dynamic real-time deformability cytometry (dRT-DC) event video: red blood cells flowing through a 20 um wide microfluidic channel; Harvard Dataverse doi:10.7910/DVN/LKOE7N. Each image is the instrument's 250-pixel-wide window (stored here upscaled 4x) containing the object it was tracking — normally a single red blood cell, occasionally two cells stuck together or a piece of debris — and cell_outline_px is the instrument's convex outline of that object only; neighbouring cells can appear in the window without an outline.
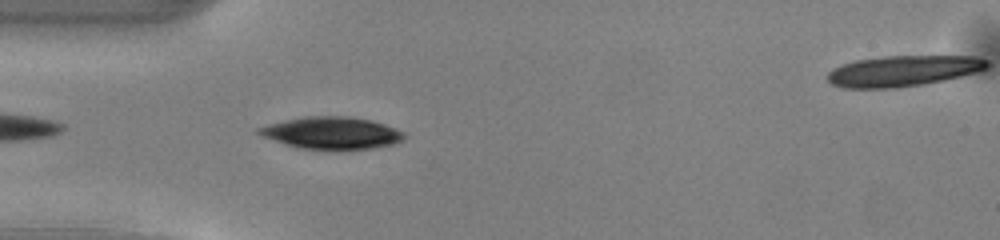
{"species": "common noctule bat (a hibernating species)", "species_latin": "Nyctalus noctula", "temperature_condition": "warm", "stored_images_in_passage": 38, "camera_frame_rate_fps": 3000, "um_per_image_px": 0.085, "animal": {"sex": "male", "body_mass_g": 13.0, "forearm_length_mm": 53.1}, "frame": {"image": 1, "passage_image": 3, "time_ms": 0.667, "image_size_px": [1000, 240], "cell_outline_px": [[404, 136], [400, 140], [392, 144], [372, 148], [300, 148], [264, 136], [256, 132], [256, 128], [268, 124], [284, 120], [304, 116], [348, 116], [372, 120], [384, 124], [400, 132]], "centroid_in_image_um": [28.14, 11.26], "position_along_channel_um": 56.9, "area_um2": 26.3}}
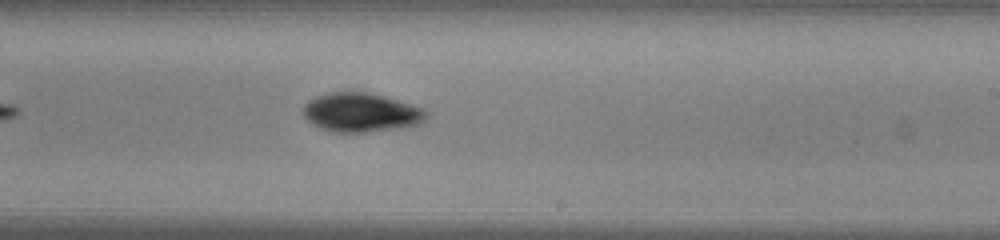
{"frame": {"image": 2, "passage_image": 18, "time_ms": 5.667, "image_size_px": [1000, 240], "cell_outline_px": [[428, 116], [420, 124], [404, 128], [364, 132], [332, 132], [320, 128], [308, 120], [304, 116], [304, 104], [308, 100], [316, 96], [332, 92], [368, 92], [384, 96], [424, 108], [428, 112]], "centroid_in_image_um": [30.72, 9.56], "position_along_channel_um": 258.3, "area_um2": 28.09}}
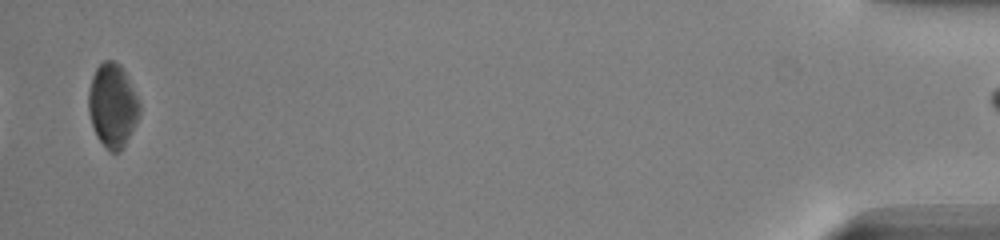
{"frame": {"image": 3, "passage_image": 37, "time_ms": 12.0, "image_size_px": [1000, 240], "cell_outline_px": [[140, 116], [136, 124], [120, 152], [108, 152], [104, 148], [96, 136], [88, 112], [88, 92], [92, 76], [96, 68], [104, 60], [116, 60], [124, 68], [140, 104]], "centroid_in_image_um": [9.56, 8.97], "position_along_channel_um": 425.6, "area_um2": 25.26}, "authors_computed_cell_mechanics": {"area_um2": 26.5302, "velocity_mm_per_s": 4.121, "shape_relaxation_time_tau1_ms": 2.0101, "shape_relaxation_time_tau2_ms": null, "deformation_change_tau1": 0.1189, "deformation_change_tau2": null}}